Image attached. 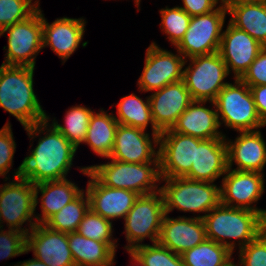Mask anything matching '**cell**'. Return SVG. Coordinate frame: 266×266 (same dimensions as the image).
<instances>
[{
  "instance_id": "4316f807",
  "label": "cell",
  "mask_w": 266,
  "mask_h": 266,
  "mask_svg": "<svg viewBox=\"0 0 266 266\" xmlns=\"http://www.w3.org/2000/svg\"><path fill=\"white\" fill-rule=\"evenodd\" d=\"M74 264L113 266L116 251L107 243L86 238L78 232L67 233Z\"/></svg>"
},
{
  "instance_id": "ee69618b",
  "label": "cell",
  "mask_w": 266,
  "mask_h": 266,
  "mask_svg": "<svg viewBox=\"0 0 266 266\" xmlns=\"http://www.w3.org/2000/svg\"><path fill=\"white\" fill-rule=\"evenodd\" d=\"M128 254L131 256V260H132L131 262L133 264L132 266H144L143 263L139 260V258H137L135 254H133V252L128 251Z\"/></svg>"
},
{
  "instance_id": "7dc6e473",
  "label": "cell",
  "mask_w": 266,
  "mask_h": 266,
  "mask_svg": "<svg viewBox=\"0 0 266 266\" xmlns=\"http://www.w3.org/2000/svg\"><path fill=\"white\" fill-rule=\"evenodd\" d=\"M2 229H3V226H2L1 220H0V230H2Z\"/></svg>"
},
{
  "instance_id": "ab89813d",
  "label": "cell",
  "mask_w": 266,
  "mask_h": 266,
  "mask_svg": "<svg viewBox=\"0 0 266 266\" xmlns=\"http://www.w3.org/2000/svg\"><path fill=\"white\" fill-rule=\"evenodd\" d=\"M240 79L248 86L266 85V46Z\"/></svg>"
},
{
  "instance_id": "7c38bea8",
  "label": "cell",
  "mask_w": 266,
  "mask_h": 266,
  "mask_svg": "<svg viewBox=\"0 0 266 266\" xmlns=\"http://www.w3.org/2000/svg\"><path fill=\"white\" fill-rule=\"evenodd\" d=\"M161 48L152 42L146 49L145 63L137 85L141 92H154L168 84L183 80V68L188 60L177 51Z\"/></svg>"
},
{
  "instance_id": "d6a6232c",
  "label": "cell",
  "mask_w": 266,
  "mask_h": 266,
  "mask_svg": "<svg viewBox=\"0 0 266 266\" xmlns=\"http://www.w3.org/2000/svg\"><path fill=\"white\" fill-rule=\"evenodd\" d=\"M77 232L93 240L109 244L115 251L117 249V240L113 237V223L91 209L87 211L79 224Z\"/></svg>"
},
{
  "instance_id": "4fadbf2b",
  "label": "cell",
  "mask_w": 266,
  "mask_h": 266,
  "mask_svg": "<svg viewBox=\"0 0 266 266\" xmlns=\"http://www.w3.org/2000/svg\"><path fill=\"white\" fill-rule=\"evenodd\" d=\"M202 139L164 130L159 135V166L161 178L185 177L195 164L196 146Z\"/></svg>"
},
{
  "instance_id": "6da1fadb",
  "label": "cell",
  "mask_w": 266,
  "mask_h": 266,
  "mask_svg": "<svg viewBox=\"0 0 266 266\" xmlns=\"http://www.w3.org/2000/svg\"><path fill=\"white\" fill-rule=\"evenodd\" d=\"M24 129L30 141L40 137L37 146L22 161L21 177L33 184L67 178L78 149L47 119Z\"/></svg>"
},
{
  "instance_id": "8fae6325",
  "label": "cell",
  "mask_w": 266,
  "mask_h": 266,
  "mask_svg": "<svg viewBox=\"0 0 266 266\" xmlns=\"http://www.w3.org/2000/svg\"><path fill=\"white\" fill-rule=\"evenodd\" d=\"M227 14L223 2L210 13L191 17L189 27L175 50L185 59L218 52Z\"/></svg>"
},
{
  "instance_id": "836d02e7",
  "label": "cell",
  "mask_w": 266,
  "mask_h": 266,
  "mask_svg": "<svg viewBox=\"0 0 266 266\" xmlns=\"http://www.w3.org/2000/svg\"><path fill=\"white\" fill-rule=\"evenodd\" d=\"M161 15V31L167 35L172 46H177L186 33L191 16L178 5L172 8L166 6L159 10Z\"/></svg>"
},
{
  "instance_id": "30bf717a",
  "label": "cell",
  "mask_w": 266,
  "mask_h": 266,
  "mask_svg": "<svg viewBox=\"0 0 266 266\" xmlns=\"http://www.w3.org/2000/svg\"><path fill=\"white\" fill-rule=\"evenodd\" d=\"M183 68V81L192 100L214 101L228 84L227 66L218 52L188 58Z\"/></svg>"
},
{
  "instance_id": "f1b7e54d",
  "label": "cell",
  "mask_w": 266,
  "mask_h": 266,
  "mask_svg": "<svg viewBox=\"0 0 266 266\" xmlns=\"http://www.w3.org/2000/svg\"><path fill=\"white\" fill-rule=\"evenodd\" d=\"M115 119L119 124L140 128L146 131L151 124L152 134L160 135L161 131L155 126L150 109L149 96L146 100L135 93L121 98L117 104Z\"/></svg>"
},
{
  "instance_id": "ffe728a7",
  "label": "cell",
  "mask_w": 266,
  "mask_h": 266,
  "mask_svg": "<svg viewBox=\"0 0 266 266\" xmlns=\"http://www.w3.org/2000/svg\"><path fill=\"white\" fill-rule=\"evenodd\" d=\"M192 101L183 80L154 91L149 95V103L155 126L161 132L171 129Z\"/></svg>"
},
{
  "instance_id": "5b68a950",
  "label": "cell",
  "mask_w": 266,
  "mask_h": 266,
  "mask_svg": "<svg viewBox=\"0 0 266 266\" xmlns=\"http://www.w3.org/2000/svg\"><path fill=\"white\" fill-rule=\"evenodd\" d=\"M165 213L174 209L205 215L221 203L220 186L212 182L191 180L185 177L161 178Z\"/></svg>"
},
{
  "instance_id": "d4e9b609",
  "label": "cell",
  "mask_w": 266,
  "mask_h": 266,
  "mask_svg": "<svg viewBox=\"0 0 266 266\" xmlns=\"http://www.w3.org/2000/svg\"><path fill=\"white\" fill-rule=\"evenodd\" d=\"M35 207L41 203V213L35 214L37 224H44L52 215L74 200L84 189L68 178L34 184ZM39 193L41 198L38 199Z\"/></svg>"
},
{
  "instance_id": "1f68e13d",
  "label": "cell",
  "mask_w": 266,
  "mask_h": 266,
  "mask_svg": "<svg viewBox=\"0 0 266 266\" xmlns=\"http://www.w3.org/2000/svg\"><path fill=\"white\" fill-rule=\"evenodd\" d=\"M90 209L89 197L84 190L59 212L52 215L44 224L50 229L70 233L77 232L87 211Z\"/></svg>"
},
{
  "instance_id": "83f0119b",
  "label": "cell",
  "mask_w": 266,
  "mask_h": 266,
  "mask_svg": "<svg viewBox=\"0 0 266 266\" xmlns=\"http://www.w3.org/2000/svg\"><path fill=\"white\" fill-rule=\"evenodd\" d=\"M119 123L114 114L106 112L103 108L91 116L84 144L102 158L111 155L116 131Z\"/></svg>"
},
{
  "instance_id": "bcb514c9",
  "label": "cell",
  "mask_w": 266,
  "mask_h": 266,
  "mask_svg": "<svg viewBox=\"0 0 266 266\" xmlns=\"http://www.w3.org/2000/svg\"><path fill=\"white\" fill-rule=\"evenodd\" d=\"M134 1H135V4H136L135 7H137V10L139 11L140 8H141V7H139L141 0H134Z\"/></svg>"
},
{
  "instance_id": "60d3db41",
  "label": "cell",
  "mask_w": 266,
  "mask_h": 266,
  "mask_svg": "<svg viewBox=\"0 0 266 266\" xmlns=\"http://www.w3.org/2000/svg\"><path fill=\"white\" fill-rule=\"evenodd\" d=\"M223 2L224 0H182L183 5L179 7L193 17L210 13Z\"/></svg>"
},
{
  "instance_id": "603a6c76",
  "label": "cell",
  "mask_w": 266,
  "mask_h": 266,
  "mask_svg": "<svg viewBox=\"0 0 266 266\" xmlns=\"http://www.w3.org/2000/svg\"><path fill=\"white\" fill-rule=\"evenodd\" d=\"M209 102L214 109L205 106ZM220 123L213 101L193 100L187 109L178 117L171 130L183 135L193 136L202 140L225 138L219 132Z\"/></svg>"
},
{
  "instance_id": "cb8c5ba5",
  "label": "cell",
  "mask_w": 266,
  "mask_h": 266,
  "mask_svg": "<svg viewBox=\"0 0 266 266\" xmlns=\"http://www.w3.org/2000/svg\"><path fill=\"white\" fill-rule=\"evenodd\" d=\"M228 170L225 138L202 140L196 146L195 164L185 178L214 183Z\"/></svg>"
},
{
  "instance_id": "7bdbcfd3",
  "label": "cell",
  "mask_w": 266,
  "mask_h": 266,
  "mask_svg": "<svg viewBox=\"0 0 266 266\" xmlns=\"http://www.w3.org/2000/svg\"><path fill=\"white\" fill-rule=\"evenodd\" d=\"M14 266H49V265L45 264L42 261L37 260L36 258H32L26 261L24 260L22 262L21 261L17 262V264H15Z\"/></svg>"
},
{
  "instance_id": "9a60e30c",
  "label": "cell",
  "mask_w": 266,
  "mask_h": 266,
  "mask_svg": "<svg viewBox=\"0 0 266 266\" xmlns=\"http://www.w3.org/2000/svg\"><path fill=\"white\" fill-rule=\"evenodd\" d=\"M151 136L143 129L119 124L111 155L106 159L125 163L159 162V136L152 133Z\"/></svg>"
},
{
  "instance_id": "f35d334b",
  "label": "cell",
  "mask_w": 266,
  "mask_h": 266,
  "mask_svg": "<svg viewBox=\"0 0 266 266\" xmlns=\"http://www.w3.org/2000/svg\"><path fill=\"white\" fill-rule=\"evenodd\" d=\"M4 230H0V260L28 253L25 233L15 229Z\"/></svg>"
},
{
  "instance_id": "e0dca14e",
  "label": "cell",
  "mask_w": 266,
  "mask_h": 266,
  "mask_svg": "<svg viewBox=\"0 0 266 266\" xmlns=\"http://www.w3.org/2000/svg\"><path fill=\"white\" fill-rule=\"evenodd\" d=\"M263 48L247 32L229 22L223 30L218 53L225 62L229 75L233 72V79H240Z\"/></svg>"
},
{
  "instance_id": "ac0fdd59",
  "label": "cell",
  "mask_w": 266,
  "mask_h": 266,
  "mask_svg": "<svg viewBox=\"0 0 266 266\" xmlns=\"http://www.w3.org/2000/svg\"><path fill=\"white\" fill-rule=\"evenodd\" d=\"M26 251L49 266H72L74 260L65 232L36 224L26 235Z\"/></svg>"
},
{
  "instance_id": "277c9868",
  "label": "cell",
  "mask_w": 266,
  "mask_h": 266,
  "mask_svg": "<svg viewBox=\"0 0 266 266\" xmlns=\"http://www.w3.org/2000/svg\"><path fill=\"white\" fill-rule=\"evenodd\" d=\"M110 160L107 163L86 166L101 184L111 188L130 190L139 196L160 190L158 186L161 183L159 162L125 163Z\"/></svg>"
},
{
  "instance_id": "7402d4cb",
  "label": "cell",
  "mask_w": 266,
  "mask_h": 266,
  "mask_svg": "<svg viewBox=\"0 0 266 266\" xmlns=\"http://www.w3.org/2000/svg\"><path fill=\"white\" fill-rule=\"evenodd\" d=\"M43 48L50 47L63 63L78 49L85 33L84 18H56L51 24L42 13Z\"/></svg>"
},
{
  "instance_id": "5bb4252c",
  "label": "cell",
  "mask_w": 266,
  "mask_h": 266,
  "mask_svg": "<svg viewBox=\"0 0 266 266\" xmlns=\"http://www.w3.org/2000/svg\"><path fill=\"white\" fill-rule=\"evenodd\" d=\"M264 173L228 169L220 184L221 204L260 213L266 219V209L256 207L265 190Z\"/></svg>"
},
{
  "instance_id": "4dcf8cb0",
  "label": "cell",
  "mask_w": 266,
  "mask_h": 266,
  "mask_svg": "<svg viewBox=\"0 0 266 266\" xmlns=\"http://www.w3.org/2000/svg\"><path fill=\"white\" fill-rule=\"evenodd\" d=\"M94 111L82 105L70 107L64 116V125L58 123L56 118L50 120L47 115V120L52 121V125L73 144L77 149L86 138L89 122Z\"/></svg>"
},
{
  "instance_id": "8992f818",
  "label": "cell",
  "mask_w": 266,
  "mask_h": 266,
  "mask_svg": "<svg viewBox=\"0 0 266 266\" xmlns=\"http://www.w3.org/2000/svg\"><path fill=\"white\" fill-rule=\"evenodd\" d=\"M213 101L220 126L234 129L236 132L256 131L265 127L258 115L250 87L241 79L234 78Z\"/></svg>"
},
{
  "instance_id": "2e32d148",
  "label": "cell",
  "mask_w": 266,
  "mask_h": 266,
  "mask_svg": "<svg viewBox=\"0 0 266 266\" xmlns=\"http://www.w3.org/2000/svg\"><path fill=\"white\" fill-rule=\"evenodd\" d=\"M78 169L82 174L90 177L85 190L89 197L90 209L111 222L115 219H124L139 195L130 190L111 188L101 184L87 167Z\"/></svg>"
},
{
  "instance_id": "b9f144b4",
  "label": "cell",
  "mask_w": 266,
  "mask_h": 266,
  "mask_svg": "<svg viewBox=\"0 0 266 266\" xmlns=\"http://www.w3.org/2000/svg\"><path fill=\"white\" fill-rule=\"evenodd\" d=\"M259 117L266 126V85L249 86Z\"/></svg>"
},
{
  "instance_id": "8d00e7d4",
  "label": "cell",
  "mask_w": 266,
  "mask_h": 266,
  "mask_svg": "<svg viewBox=\"0 0 266 266\" xmlns=\"http://www.w3.org/2000/svg\"><path fill=\"white\" fill-rule=\"evenodd\" d=\"M238 253L239 262L234 266H266V229Z\"/></svg>"
},
{
  "instance_id": "e575fe53",
  "label": "cell",
  "mask_w": 266,
  "mask_h": 266,
  "mask_svg": "<svg viewBox=\"0 0 266 266\" xmlns=\"http://www.w3.org/2000/svg\"><path fill=\"white\" fill-rule=\"evenodd\" d=\"M131 252L144 266H185L180 254L174 253L160 243L143 244Z\"/></svg>"
},
{
  "instance_id": "44dd1931",
  "label": "cell",
  "mask_w": 266,
  "mask_h": 266,
  "mask_svg": "<svg viewBox=\"0 0 266 266\" xmlns=\"http://www.w3.org/2000/svg\"><path fill=\"white\" fill-rule=\"evenodd\" d=\"M238 133L234 141L225 135L228 169H233L235 163L237 167L234 170L263 173L266 165V142L262 132L259 129Z\"/></svg>"
},
{
  "instance_id": "f546056e",
  "label": "cell",
  "mask_w": 266,
  "mask_h": 266,
  "mask_svg": "<svg viewBox=\"0 0 266 266\" xmlns=\"http://www.w3.org/2000/svg\"><path fill=\"white\" fill-rule=\"evenodd\" d=\"M232 253L227 247L206 239L181 254L185 266H234Z\"/></svg>"
},
{
  "instance_id": "9c48e42d",
  "label": "cell",
  "mask_w": 266,
  "mask_h": 266,
  "mask_svg": "<svg viewBox=\"0 0 266 266\" xmlns=\"http://www.w3.org/2000/svg\"><path fill=\"white\" fill-rule=\"evenodd\" d=\"M6 32L8 45L3 47L6 54L2 64L35 68L36 57L43 49L42 10L39 8L26 20L3 28L0 37Z\"/></svg>"
},
{
  "instance_id": "ba28073f",
  "label": "cell",
  "mask_w": 266,
  "mask_h": 266,
  "mask_svg": "<svg viewBox=\"0 0 266 266\" xmlns=\"http://www.w3.org/2000/svg\"><path fill=\"white\" fill-rule=\"evenodd\" d=\"M164 215V198L160 190L152 194L140 195L124 218V233L127 241L124 248L127 252L143 245L145 238H149L152 243H157Z\"/></svg>"
},
{
  "instance_id": "74e56055",
  "label": "cell",
  "mask_w": 266,
  "mask_h": 266,
  "mask_svg": "<svg viewBox=\"0 0 266 266\" xmlns=\"http://www.w3.org/2000/svg\"><path fill=\"white\" fill-rule=\"evenodd\" d=\"M11 123L8 121L0 129V177L2 176L4 181H11L9 171L13 167L14 153L16 152V143L14 140Z\"/></svg>"
},
{
  "instance_id": "d590c367",
  "label": "cell",
  "mask_w": 266,
  "mask_h": 266,
  "mask_svg": "<svg viewBox=\"0 0 266 266\" xmlns=\"http://www.w3.org/2000/svg\"><path fill=\"white\" fill-rule=\"evenodd\" d=\"M0 0V31L14 23L26 20L39 8V0Z\"/></svg>"
},
{
  "instance_id": "d6986e66",
  "label": "cell",
  "mask_w": 266,
  "mask_h": 266,
  "mask_svg": "<svg viewBox=\"0 0 266 266\" xmlns=\"http://www.w3.org/2000/svg\"><path fill=\"white\" fill-rule=\"evenodd\" d=\"M207 239L203 218L179 216L170 217L165 213L158 243L174 253L182 254Z\"/></svg>"
},
{
  "instance_id": "7a4b0ae2",
  "label": "cell",
  "mask_w": 266,
  "mask_h": 266,
  "mask_svg": "<svg viewBox=\"0 0 266 266\" xmlns=\"http://www.w3.org/2000/svg\"><path fill=\"white\" fill-rule=\"evenodd\" d=\"M197 216L204 220L207 239L227 247L232 253L237 244L240 250L266 229V219L260 213L221 203L206 215Z\"/></svg>"
},
{
  "instance_id": "484cf974",
  "label": "cell",
  "mask_w": 266,
  "mask_h": 266,
  "mask_svg": "<svg viewBox=\"0 0 266 266\" xmlns=\"http://www.w3.org/2000/svg\"><path fill=\"white\" fill-rule=\"evenodd\" d=\"M230 22L266 46V3L225 2Z\"/></svg>"
},
{
  "instance_id": "3957f363",
  "label": "cell",
  "mask_w": 266,
  "mask_h": 266,
  "mask_svg": "<svg viewBox=\"0 0 266 266\" xmlns=\"http://www.w3.org/2000/svg\"><path fill=\"white\" fill-rule=\"evenodd\" d=\"M34 69L27 66H0V107L26 128L47 118L34 91Z\"/></svg>"
},
{
  "instance_id": "52a82bcc",
  "label": "cell",
  "mask_w": 266,
  "mask_h": 266,
  "mask_svg": "<svg viewBox=\"0 0 266 266\" xmlns=\"http://www.w3.org/2000/svg\"><path fill=\"white\" fill-rule=\"evenodd\" d=\"M14 171L12 181L0 185V220L3 227L6 222L8 229L27 235L37 224L34 184L21 177L22 163ZM26 222H29L28 228L23 227Z\"/></svg>"
},
{
  "instance_id": "f6af8a7d",
  "label": "cell",
  "mask_w": 266,
  "mask_h": 266,
  "mask_svg": "<svg viewBox=\"0 0 266 266\" xmlns=\"http://www.w3.org/2000/svg\"><path fill=\"white\" fill-rule=\"evenodd\" d=\"M224 2L266 3V0H224Z\"/></svg>"
}]
</instances>
